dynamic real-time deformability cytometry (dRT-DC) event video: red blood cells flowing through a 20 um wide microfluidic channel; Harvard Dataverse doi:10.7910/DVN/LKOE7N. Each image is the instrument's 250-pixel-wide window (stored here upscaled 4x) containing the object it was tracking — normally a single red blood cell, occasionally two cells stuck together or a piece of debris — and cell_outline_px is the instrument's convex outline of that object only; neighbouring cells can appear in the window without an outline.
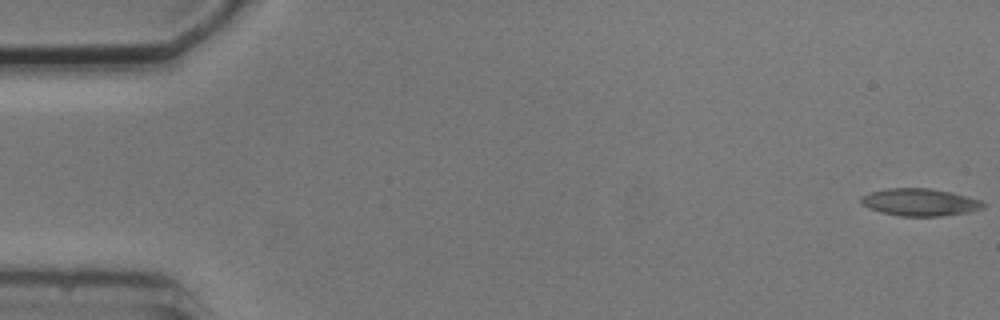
{"species": "common noctule bat (a hibernating species)", "species_latin": "Nyctalus noctula", "temperature_condition": "cold", "stored_images_in_passage": 5, "camera_frame_rate_fps": 3000, "um_per_image_px": 0.085, "animal": {"sex": "male", "body_mass_g": 20.5, "forearm_length_mm": 52.5}, "frame": {"image": 1, "passage_image": 1, "time_ms": 0.0, "image_size_px": [1000, 320], "cell_outline_px": [[984, 208], [968, 212], [940, 216], [900, 216], [880, 212], [864, 204], [860, 200], [860, 196], [868, 192], [888, 188], [928, 188], [952, 192], [980, 200], [984, 204]], "centroid_in_image_um": [78.18, 17.18], "position_along_channel_um": 6.8, "area_um2": 19.36}}
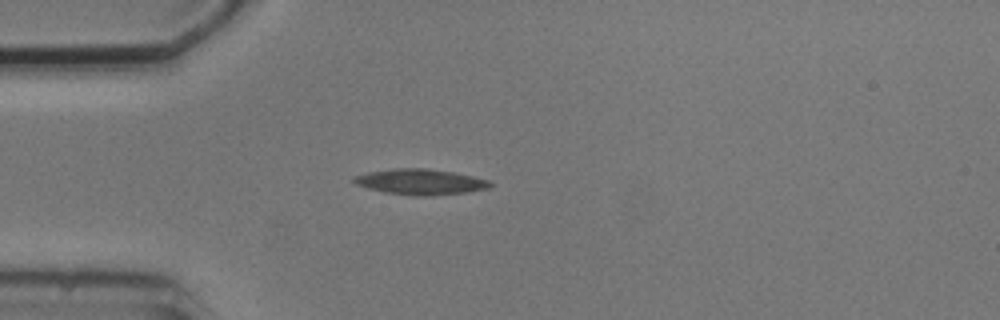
{"frame": {"image": 2, "passage_image": 4, "time_ms": 4.667, "image_size_px": [1000, 320], "cell_outline_px": [[492, 184], [488, 188], [468, 192], [428, 196], [416, 196], [388, 192], [368, 188], [356, 184], [352, 180], [356, 176], [368, 172], [392, 168], [428, 168], [452, 172], [472, 176], [488, 180]], "centroid_in_image_um": [35.74, 15.45], "position_along_channel_um": 49.3, "area_um2": 20.11}}